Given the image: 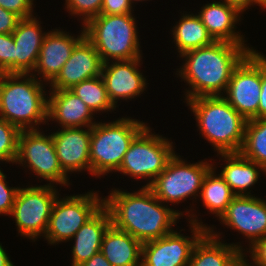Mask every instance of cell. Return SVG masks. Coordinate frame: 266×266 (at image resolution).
Masks as SVG:
<instances>
[{
  "label": "cell",
  "instance_id": "obj_1",
  "mask_svg": "<svg viewBox=\"0 0 266 266\" xmlns=\"http://www.w3.org/2000/svg\"><path fill=\"white\" fill-rule=\"evenodd\" d=\"M109 192L104 206L110 212L112 224L141 243L171 233L177 220L184 215L161 202L148 186L131 193L118 188Z\"/></svg>",
  "mask_w": 266,
  "mask_h": 266
},
{
  "label": "cell",
  "instance_id": "obj_2",
  "mask_svg": "<svg viewBox=\"0 0 266 266\" xmlns=\"http://www.w3.org/2000/svg\"><path fill=\"white\" fill-rule=\"evenodd\" d=\"M253 50L246 44L215 41L181 54L179 57L185 62L176 75L189 86L184 92L185 101L200 96H222L235 68Z\"/></svg>",
  "mask_w": 266,
  "mask_h": 266
},
{
  "label": "cell",
  "instance_id": "obj_3",
  "mask_svg": "<svg viewBox=\"0 0 266 266\" xmlns=\"http://www.w3.org/2000/svg\"><path fill=\"white\" fill-rule=\"evenodd\" d=\"M45 90L32 74L0 73V117L20 130H39L49 124Z\"/></svg>",
  "mask_w": 266,
  "mask_h": 266
},
{
  "label": "cell",
  "instance_id": "obj_4",
  "mask_svg": "<svg viewBox=\"0 0 266 266\" xmlns=\"http://www.w3.org/2000/svg\"><path fill=\"white\" fill-rule=\"evenodd\" d=\"M183 102L195 116L199 135L217 154L240 152L247 120L222 96H200Z\"/></svg>",
  "mask_w": 266,
  "mask_h": 266
},
{
  "label": "cell",
  "instance_id": "obj_5",
  "mask_svg": "<svg viewBox=\"0 0 266 266\" xmlns=\"http://www.w3.org/2000/svg\"><path fill=\"white\" fill-rule=\"evenodd\" d=\"M133 15H98L82 26L103 63L142 58Z\"/></svg>",
  "mask_w": 266,
  "mask_h": 266
},
{
  "label": "cell",
  "instance_id": "obj_6",
  "mask_svg": "<svg viewBox=\"0 0 266 266\" xmlns=\"http://www.w3.org/2000/svg\"><path fill=\"white\" fill-rule=\"evenodd\" d=\"M118 118L112 122H97L91 127V175L101 177L116 172L133 139L147 126L145 122Z\"/></svg>",
  "mask_w": 266,
  "mask_h": 266
},
{
  "label": "cell",
  "instance_id": "obj_7",
  "mask_svg": "<svg viewBox=\"0 0 266 266\" xmlns=\"http://www.w3.org/2000/svg\"><path fill=\"white\" fill-rule=\"evenodd\" d=\"M173 145L171 140L152 133V129L146 126L131 142L116 172L128 175L132 179L149 181L143 185L149 186L174 156Z\"/></svg>",
  "mask_w": 266,
  "mask_h": 266
},
{
  "label": "cell",
  "instance_id": "obj_8",
  "mask_svg": "<svg viewBox=\"0 0 266 266\" xmlns=\"http://www.w3.org/2000/svg\"><path fill=\"white\" fill-rule=\"evenodd\" d=\"M212 167V162L209 163L206 160L187 163L175 153L166 168L148 187L164 204L178 205L187 198L197 199L199 197L203 179Z\"/></svg>",
  "mask_w": 266,
  "mask_h": 266
},
{
  "label": "cell",
  "instance_id": "obj_9",
  "mask_svg": "<svg viewBox=\"0 0 266 266\" xmlns=\"http://www.w3.org/2000/svg\"><path fill=\"white\" fill-rule=\"evenodd\" d=\"M93 191L56 198L44 235L48 244L69 242L75 233L104 206V198Z\"/></svg>",
  "mask_w": 266,
  "mask_h": 266
},
{
  "label": "cell",
  "instance_id": "obj_10",
  "mask_svg": "<svg viewBox=\"0 0 266 266\" xmlns=\"http://www.w3.org/2000/svg\"><path fill=\"white\" fill-rule=\"evenodd\" d=\"M56 187L47 183L19 188L9 216L15 218L21 236L35 241L45 235L54 202L60 195Z\"/></svg>",
  "mask_w": 266,
  "mask_h": 266
},
{
  "label": "cell",
  "instance_id": "obj_11",
  "mask_svg": "<svg viewBox=\"0 0 266 266\" xmlns=\"http://www.w3.org/2000/svg\"><path fill=\"white\" fill-rule=\"evenodd\" d=\"M189 210L184 214L190 217L188 226L192 234L185 236L174 230L164 237L142 243L141 266H188L194 245L210 228L197 220L198 216L192 212L194 209Z\"/></svg>",
  "mask_w": 266,
  "mask_h": 266
},
{
  "label": "cell",
  "instance_id": "obj_12",
  "mask_svg": "<svg viewBox=\"0 0 266 266\" xmlns=\"http://www.w3.org/2000/svg\"><path fill=\"white\" fill-rule=\"evenodd\" d=\"M14 164L25 165L36 177L46 180L50 185H70L68 176L59 165L52 132L45 135L40 130H21Z\"/></svg>",
  "mask_w": 266,
  "mask_h": 266
},
{
  "label": "cell",
  "instance_id": "obj_13",
  "mask_svg": "<svg viewBox=\"0 0 266 266\" xmlns=\"http://www.w3.org/2000/svg\"><path fill=\"white\" fill-rule=\"evenodd\" d=\"M260 93L261 52L253 50L233 71L222 97L246 120H250L258 119Z\"/></svg>",
  "mask_w": 266,
  "mask_h": 266
},
{
  "label": "cell",
  "instance_id": "obj_14",
  "mask_svg": "<svg viewBox=\"0 0 266 266\" xmlns=\"http://www.w3.org/2000/svg\"><path fill=\"white\" fill-rule=\"evenodd\" d=\"M249 242V247L266 236V200L253 195L235 196L219 219Z\"/></svg>",
  "mask_w": 266,
  "mask_h": 266
},
{
  "label": "cell",
  "instance_id": "obj_15",
  "mask_svg": "<svg viewBox=\"0 0 266 266\" xmlns=\"http://www.w3.org/2000/svg\"><path fill=\"white\" fill-rule=\"evenodd\" d=\"M78 34L80 35L76 37L63 29L47 32L31 74L41 82H46L44 84H51L70 58L75 46L85 37L84 29Z\"/></svg>",
  "mask_w": 266,
  "mask_h": 266
},
{
  "label": "cell",
  "instance_id": "obj_16",
  "mask_svg": "<svg viewBox=\"0 0 266 266\" xmlns=\"http://www.w3.org/2000/svg\"><path fill=\"white\" fill-rule=\"evenodd\" d=\"M141 59L103 63L101 76L104 80L108 97L115 107H118V100H131L140 96L146 90L148 84L146 77L139 70L143 61Z\"/></svg>",
  "mask_w": 266,
  "mask_h": 266
},
{
  "label": "cell",
  "instance_id": "obj_17",
  "mask_svg": "<svg viewBox=\"0 0 266 266\" xmlns=\"http://www.w3.org/2000/svg\"><path fill=\"white\" fill-rule=\"evenodd\" d=\"M60 128L52 133L56 155L63 172H83L91 174L90 138L91 127Z\"/></svg>",
  "mask_w": 266,
  "mask_h": 266
},
{
  "label": "cell",
  "instance_id": "obj_18",
  "mask_svg": "<svg viewBox=\"0 0 266 266\" xmlns=\"http://www.w3.org/2000/svg\"><path fill=\"white\" fill-rule=\"evenodd\" d=\"M103 62L93 44L84 37L73 49L49 90H69L86 79L101 75Z\"/></svg>",
  "mask_w": 266,
  "mask_h": 266
},
{
  "label": "cell",
  "instance_id": "obj_19",
  "mask_svg": "<svg viewBox=\"0 0 266 266\" xmlns=\"http://www.w3.org/2000/svg\"><path fill=\"white\" fill-rule=\"evenodd\" d=\"M220 236L211 226L194 245L188 266H243L246 249L241 243L222 242Z\"/></svg>",
  "mask_w": 266,
  "mask_h": 266
},
{
  "label": "cell",
  "instance_id": "obj_20",
  "mask_svg": "<svg viewBox=\"0 0 266 266\" xmlns=\"http://www.w3.org/2000/svg\"><path fill=\"white\" fill-rule=\"evenodd\" d=\"M47 120L57 122L61 128L92 127L93 111L70 90H50Z\"/></svg>",
  "mask_w": 266,
  "mask_h": 266
},
{
  "label": "cell",
  "instance_id": "obj_21",
  "mask_svg": "<svg viewBox=\"0 0 266 266\" xmlns=\"http://www.w3.org/2000/svg\"><path fill=\"white\" fill-rule=\"evenodd\" d=\"M37 16L23 18L12 33L15 42V73L31 74L37 63L46 31Z\"/></svg>",
  "mask_w": 266,
  "mask_h": 266
},
{
  "label": "cell",
  "instance_id": "obj_22",
  "mask_svg": "<svg viewBox=\"0 0 266 266\" xmlns=\"http://www.w3.org/2000/svg\"><path fill=\"white\" fill-rule=\"evenodd\" d=\"M221 1L203 5L197 15L215 41L246 44L245 37L235 30V25L239 23L242 14Z\"/></svg>",
  "mask_w": 266,
  "mask_h": 266
},
{
  "label": "cell",
  "instance_id": "obj_23",
  "mask_svg": "<svg viewBox=\"0 0 266 266\" xmlns=\"http://www.w3.org/2000/svg\"><path fill=\"white\" fill-rule=\"evenodd\" d=\"M112 224L109 210L103 206L72 237L71 266H80L100 251L105 232Z\"/></svg>",
  "mask_w": 266,
  "mask_h": 266
},
{
  "label": "cell",
  "instance_id": "obj_24",
  "mask_svg": "<svg viewBox=\"0 0 266 266\" xmlns=\"http://www.w3.org/2000/svg\"><path fill=\"white\" fill-rule=\"evenodd\" d=\"M142 243L126 231L109 226L100 251L112 266H141Z\"/></svg>",
  "mask_w": 266,
  "mask_h": 266
},
{
  "label": "cell",
  "instance_id": "obj_25",
  "mask_svg": "<svg viewBox=\"0 0 266 266\" xmlns=\"http://www.w3.org/2000/svg\"><path fill=\"white\" fill-rule=\"evenodd\" d=\"M217 155L225 160L220 176L236 196L251 195L250 189L259 180L260 171L262 170L266 175V170L262 166L243 157L240 153Z\"/></svg>",
  "mask_w": 266,
  "mask_h": 266
},
{
  "label": "cell",
  "instance_id": "obj_26",
  "mask_svg": "<svg viewBox=\"0 0 266 266\" xmlns=\"http://www.w3.org/2000/svg\"><path fill=\"white\" fill-rule=\"evenodd\" d=\"M179 22L173 26L174 44L179 55L186 51L212 45L215 40L208 33L197 13H182Z\"/></svg>",
  "mask_w": 266,
  "mask_h": 266
},
{
  "label": "cell",
  "instance_id": "obj_27",
  "mask_svg": "<svg viewBox=\"0 0 266 266\" xmlns=\"http://www.w3.org/2000/svg\"><path fill=\"white\" fill-rule=\"evenodd\" d=\"M215 168L213 165L205 175L199 196L205 209L220 219L236 195Z\"/></svg>",
  "mask_w": 266,
  "mask_h": 266
},
{
  "label": "cell",
  "instance_id": "obj_28",
  "mask_svg": "<svg viewBox=\"0 0 266 266\" xmlns=\"http://www.w3.org/2000/svg\"><path fill=\"white\" fill-rule=\"evenodd\" d=\"M239 153L266 170V118L247 120Z\"/></svg>",
  "mask_w": 266,
  "mask_h": 266
},
{
  "label": "cell",
  "instance_id": "obj_29",
  "mask_svg": "<svg viewBox=\"0 0 266 266\" xmlns=\"http://www.w3.org/2000/svg\"><path fill=\"white\" fill-rule=\"evenodd\" d=\"M69 90L82 99L94 114L116 110V107L108 97L106 86L101 75L86 79L74 85Z\"/></svg>",
  "mask_w": 266,
  "mask_h": 266
},
{
  "label": "cell",
  "instance_id": "obj_30",
  "mask_svg": "<svg viewBox=\"0 0 266 266\" xmlns=\"http://www.w3.org/2000/svg\"><path fill=\"white\" fill-rule=\"evenodd\" d=\"M21 130L0 117V162L15 163Z\"/></svg>",
  "mask_w": 266,
  "mask_h": 266
},
{
  "label": "cell",
  "instance_id": "obj_31",
  "mask_svg": "<svg viewBox=\"0 0 266 266\" xmlns=\"http://www.w3.org/2000/svg\"><path fill=\"white\" fill-rule=\"evenodd\" d=\"M103 0H65V8L69 15L81 17L82 25L100 15Z\"/></svg>",
  "mask_w": 266,
  "mask_h": 266
},
{
  "label": "cell",
  "instance_id": "obj_32",
  "mask_svg": "<svg viewBox=\"0 0 266 266\" xmlns=\"http://www.w3.org/2000/svg\"><path fill=\"white\" fill-rule=\"evenodd\" d=\"M0 73H15V42L12 33L0 34Z\"/></svg>",
  "mask_w": 266,
  "mask_h": 266
},
{
  "label": "cell",
  "instance_id": "obj_33",
  "mask_svg": "<svg viewBox=\"0 0 266 266\" xmlns=\"http://www.w3.org/2000/svg\"><path fill=\"white\" fill-rule=\"evenodd\" d=\"M0 168V215H10L19 187H10Z\"/></svg>",
  "mask_w": 266,
  "mask_h": 266
},
{
  "label": "cell",
  "instance_id": "obj_34",
  "mask_svg": "<svg viewBox=\"0 0 266 266\" xmlns=\"http://www.w3.org/2000/svg\"><path fill=\"white\" fill-rule=\"evenodd\" d=\"M33 6L34 0H0V7L18 15L21 19L34 16Z\"/></svg>",
  "mask_w": 266,
  "mask_h": 266
},
{
  "label": "cell",
  "instance_id": "obj_35",
  "mask_svg": "<svg viewBox=\"0 0 266 266\" xmlns=\"http://www.w3.org/2000/svg\"><path fill=\"white\" fill-rule=\"evenodd\" d=\"M248 249L247 253H250L253 262L249 263V260H246L247 255L244 252L243 266H266V236L255 241Z\"/></svg>",
  "mask_w": 266,
  "mask_h": 266
},
{
  "label": "cell",
  "instance_id": "obj_36",
  "mask_svg": "<svg viewBox=\"0 0 266 266\" xmlns=\"http://www.w3.org/2000/svg\"><path fill=\"white\" fill-rule=\"evenodd\" d=\"M130 0H103L100 15L133 14Z\"/></svg>",
  "mask_w": 266,
  "mask_h": 266
},
{
  "label": "cell",
  "instance_id": "obj_37",
  "mask_svg": "<svg viewBox=\"0 0 266 266\" xmlns=\"http://www.w3.org/2000/svg\"><path fill=\"white\" fill-rule=\"evenodd\" d=\"M21 18L0 7V34L13 33Z\"/></svg>",
  "mask_w": 266,
  "mask_h": 266
},
{
  "label": "cell",
  "instance_id": "obj_38",
  "mask_svg": "<svg viewBox=\"0 0 266 266\" xmlns=\"http://www.w3.org/2000/svg\"><path fill=\"white\" fill-rule=\"evenodd\" d=\"M258 118H266V56L261 54V93L259 97Z\"/></svg>",
  "mask_w": 266,
  "mask_h": 266
},
{
  "label": "cell",
  "instance_id": "obj_39",
  "mask_svg": "<svg viewBox=\"0 0 266 266\" xmlns=\"http://www.w3.org/2000/svg\"><path fill=\"white\" fill-rule=\"evenodd\" d=\"M223 2L235 8L240 14H243L251 5L257 4L256 0H223Z\"/></svg>",
  "mask_w": 266,
  "mask_h": 266
},
{
  "label": "cell",
  "instance_id": "obj_40",
  "mask_svg": "<svg viewBox=\"0 0 266 266\" xmlns=\"http://www.w3.org/2000/svg\"><path fill=\"white\" fill-rule=\"evenodd\" d=\"M80 266H112L104 257L101 251L93 255L89 260L82 263Z\"/></svg>",
  "mask_w": 266,
  "mask_h": 266
},
{
  "label": "cell",
  "instance_id": "obj_41",
  "mask_svg": "<svg viewBox=\"0 0 266 266\" xmlns=\"http://www.w3.org/2000/svg\"><path fill=\"white\" fill-rule=\"evenodd\" d=\"M0 266H15L13 262L9 259L8 253L4 250V247L0 243Z\"/></svg>",
  "mask_w": 266,
  "mask_h": 266
},
{
  "label": "cell",
  "instance_id": "obj_42",
  "mask_svg": "<svg viewBox=\"0 0 266 266\" xmlns=\"http://www.w3.org/2000/svg\"><path fill=\"white\" fill-rule=\"evenodd\" d=\"M257 5L260 6L263 9H266V0H256Z\"/></svg>",
  "mask_w": 266,
  "mask_h": 266
},
{
  "label": "cell",
  "instance_id": "obj_43",
  "mask_svg": "<svg viewBox=\"0 0 266 266\" xmlns=\"http://www.w3.org/2000/svg\"><path fill=\"white\" fill-rule=\"evenodd\" d=\"M135 1H136V3H137L138 1L142 2V1H145V0H130V2H131L132 5H134L133 3H135ZM146 1H147V0H146Z\"/></svg>",
  "mask_w": 266,
  "mask_h": 266
}]
</instances>
